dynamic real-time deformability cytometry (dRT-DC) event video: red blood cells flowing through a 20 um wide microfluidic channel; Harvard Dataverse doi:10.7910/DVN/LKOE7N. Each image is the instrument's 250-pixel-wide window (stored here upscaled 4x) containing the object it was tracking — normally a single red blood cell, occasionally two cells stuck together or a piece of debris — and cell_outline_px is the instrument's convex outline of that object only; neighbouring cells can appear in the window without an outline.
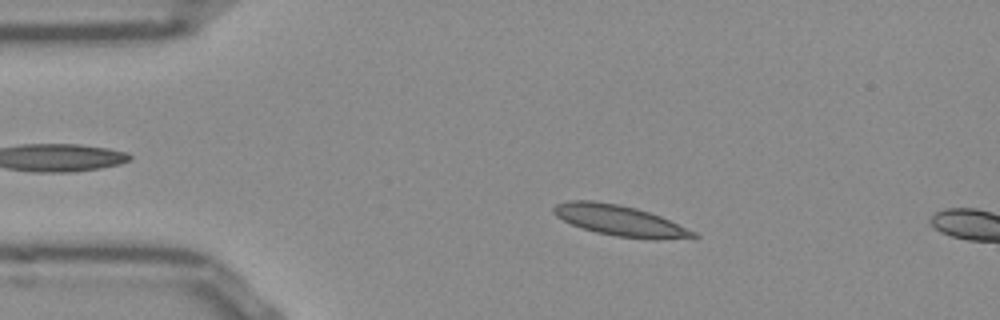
{"species": "Egyptian fruit bat (a non-hibernating species)", "species_latin": "Rousettus aegyptiacus", "temperature_condition": "room temperature", "stored_images_in_passage": 12, "camera_frame_rate_fps": 3000, "um_per_image_px": 0.085, "frame": {"image": 1, "passage_image": 9, "time_ms": 2.667, "image_size_px": [1000, 320], "cell_outline_px": [[700, 236], [656, 240], [648, 240], [616, 236], [596, 232], [572, 224], [556, 216], [552, 212], [552, 208], [556, 204], [568, 200], [592, 200], [616, 204], [636, 208], [660, 216], [696, 232]], "centroid_in_image_um": [52.67, 18.75], "position_along_channel_um": 32.3, "area_um2": 24.8}}